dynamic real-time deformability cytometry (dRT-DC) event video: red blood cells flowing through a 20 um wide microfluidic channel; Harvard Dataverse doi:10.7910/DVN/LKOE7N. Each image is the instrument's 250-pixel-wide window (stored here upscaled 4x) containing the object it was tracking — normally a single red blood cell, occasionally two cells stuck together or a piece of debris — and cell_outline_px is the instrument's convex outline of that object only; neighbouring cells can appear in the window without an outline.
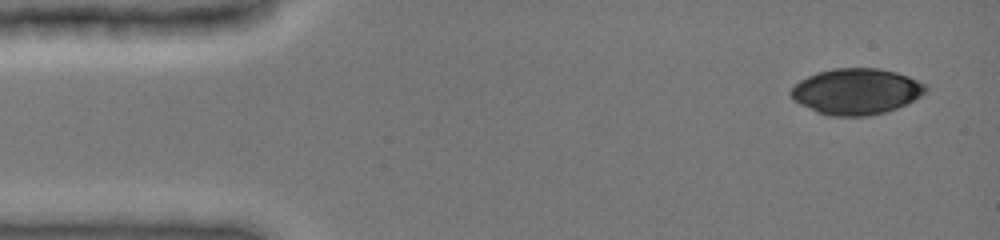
{"species": "common noctule bat (a hibernating species)", "species_latin": "Nyctalus noctula", "temperature_condition": "cold", "stored_images_in_passage": 6, "camera_frame_rate_fps": 3000, "um_per_image_px": 0.085, "animal": {"sex": "female", "body_mass_g": 19.0, "forearm_length_mm": 51.5}, "frame": {"image": 1, "passage_image": 1, "time_ms": 0.0, "image_size_px": [1000, 240], "cell_outline_px": [[928, 92], [896, 108], [884, 112], [868, 116], [828, 116], [816, 112], [792, 100], [788, 92], [800, 80], [816, 72], [832, 68], [880, 68], [896, 72], [908, 76], [928, 84]], "centroid_in_image_um": [72.77, 7.77], "position_along_channel_um": 12.2, "area_um2": 36.41}}